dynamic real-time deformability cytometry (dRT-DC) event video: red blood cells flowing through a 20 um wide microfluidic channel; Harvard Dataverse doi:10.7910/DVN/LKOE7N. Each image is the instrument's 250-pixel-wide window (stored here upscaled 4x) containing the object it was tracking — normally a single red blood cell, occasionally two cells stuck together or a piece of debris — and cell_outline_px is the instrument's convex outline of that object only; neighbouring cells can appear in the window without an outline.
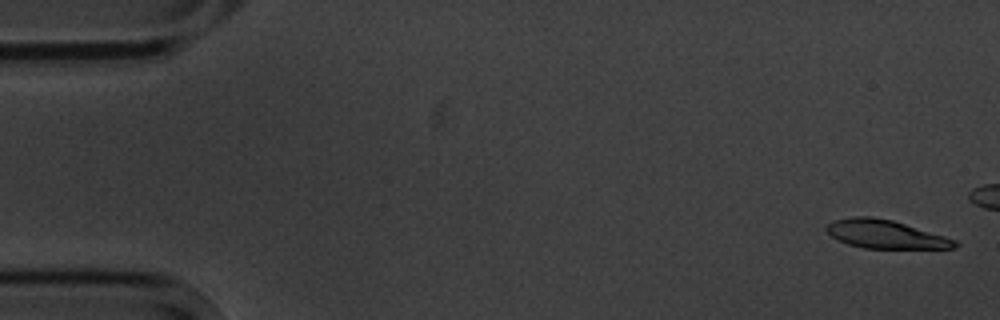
{"species": "common noctule bat (a hibernating species)", "species_latin": "Nyctalus noctula", "temperature_condition": "cold", "stored_images_in_passage": 5, "camera_frame_rate_fps": 3000, "um_per_image_px": 0.085, "animal": {"sex": "male", "body_mass_g": 20.1, "forearm_length_mm": 53.5}, "frame": {"image": 1, "passage_image": 1, "time_ms": 0.0, "image_size_px": [1000, 320], "cell_outline_px": [[960, 244], [956, 248], [864, 248], [848, 244], [832, 236], [824, 228], [824, 224], [832, 220], [852, 216], [872, 216], [892, 220], [944, 236], [956, 240]], "centroid_in_image_um": [75.22, 19.89], "position_along_channel_um": 9.8, "area_um2": 21.21}}
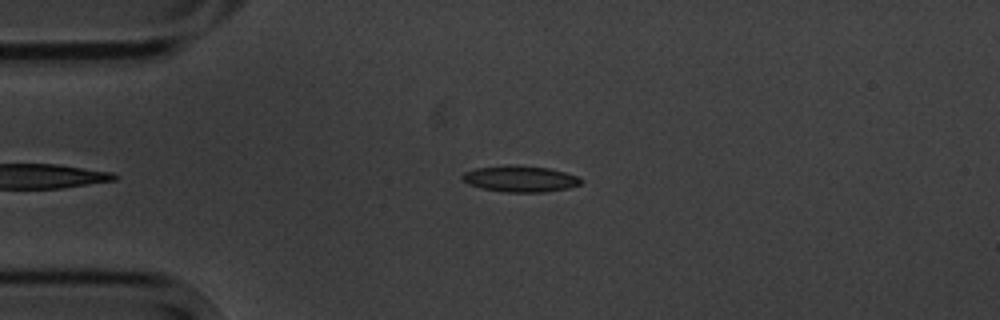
{"frame": {"image": 2, "passage_image": 5, "time_ms": 5.667, "image_size_px": [1000, 320], "cell_outline_px": [[584, 180], [580, 184], [568, 188], [544, 192], [504, 192], [480, 188], [468, 184], [460, 176], [464, 172], [476, 168], [512, 164], [516, 164], [548, 168], [580, 176]], "centroid_in_image_um": [44.22, 15.19], "position_along_channel_um": 40.8, "area_um2": 18.32}}